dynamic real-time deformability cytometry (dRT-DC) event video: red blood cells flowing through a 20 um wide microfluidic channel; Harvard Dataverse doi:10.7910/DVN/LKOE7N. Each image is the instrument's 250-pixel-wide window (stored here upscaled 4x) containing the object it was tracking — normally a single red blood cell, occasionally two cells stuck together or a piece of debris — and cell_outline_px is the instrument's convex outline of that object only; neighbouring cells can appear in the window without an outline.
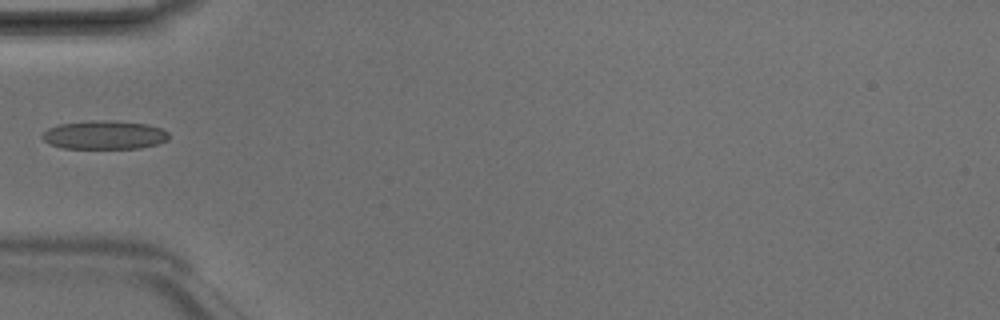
{"species": "Egyptian fruit bat (a non-hibernating species)", "species_latin": "Rousettus aegyptiacus", "temperature_condition": "room temperature", "stored_images_in_passage": 4, "camera_frame_rate_fps": 3000, "um_per_image_px": 0.085, "animal": {"sex": "male"}, "frame": {"image": 1, "passage_image": 4, "time_ms": 1.0, "image_size_px": [1000, 320], "cell_outline_px": [[168, 140], [156, 144], [140, 148], [64, 148], [48, 144], [40, 136], [48, 128], [60, 124], [88, 120], [112, 120], [148, 124], [160, 128], [168, 132]], "centroid_in_image_um": [8.85, 11.46], "position_along_channel_um": 76.1, "area_um2": 21.21}}